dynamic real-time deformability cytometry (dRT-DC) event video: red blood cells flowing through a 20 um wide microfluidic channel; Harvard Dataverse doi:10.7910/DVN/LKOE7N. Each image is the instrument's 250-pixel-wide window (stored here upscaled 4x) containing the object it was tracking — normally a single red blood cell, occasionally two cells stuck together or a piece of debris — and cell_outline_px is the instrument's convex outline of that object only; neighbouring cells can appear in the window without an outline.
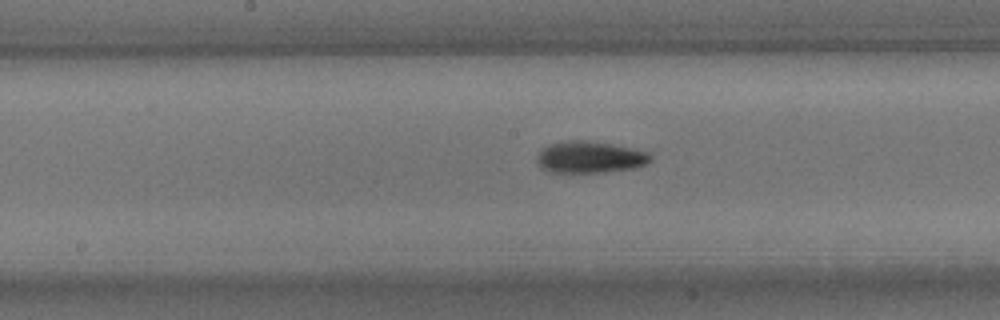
{"species": "common noctule bat (a hibernating species)", "species_latin": "Nyctalus noctula", "temperature_condition": "room temperature", "stored_images_in_passage": 35, "camera_frame_rate_fps": 3000, "um_per_image_px": 0.085, "animal": {"sex": "male", "body_mass_g": 15.6}, "frame": {"image": 1, "passage_image": 20, "time_ms": 6.333, "image_size_px": [1000, 320], "cell_outline_px": [[652, 160], [644, 164], [632, 168], [604, 172], [548, 172], [540, 164], [540, 148], [548, 144], [564, 140], [588, 140], [636, 148], [648, 152], [652, 156]], "centroid_in_image_um": [50.18, 13.33], "position_along_channel_um": 198.0, "area_um2": 20.92}}